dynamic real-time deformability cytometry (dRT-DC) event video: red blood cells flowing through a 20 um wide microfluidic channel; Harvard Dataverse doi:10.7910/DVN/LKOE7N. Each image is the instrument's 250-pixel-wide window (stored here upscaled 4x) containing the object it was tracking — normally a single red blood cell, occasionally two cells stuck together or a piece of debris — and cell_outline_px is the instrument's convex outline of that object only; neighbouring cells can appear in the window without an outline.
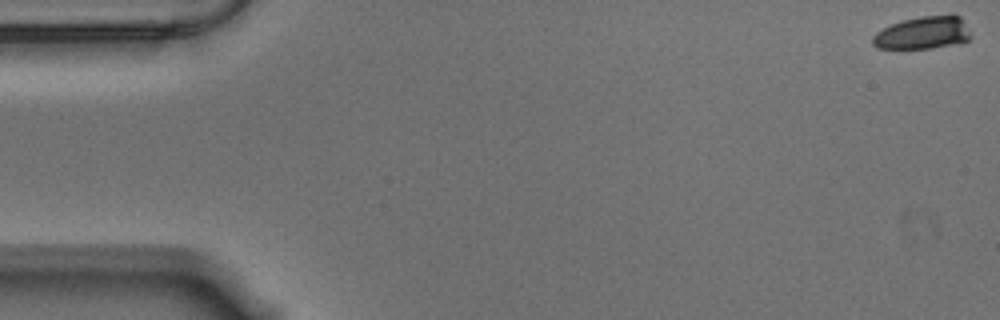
{"species": "Egyptian fruit bat (a non-hibernating species)", "species_latin": "Rousettus aegyptiacus", "temperature_condition": "warm", "stored_images_in_passage": 58, "camera_frame_rate_fps": 3000, "um_per_image_px": 0.085, "animal": {"sex": "male"}, "frame": {"image": 1, "passage_image": 1, "time_ms": 0.0, "image_size_px": [1000, 320], "cell_outline_px": [[972, 36], [964, 44], [932, 48], [876, 48], [872, 44], [872, 36], [876, 32], [900, 20], [920, 16], [952, 12], [960, 16]], "centroid_in_image_um": [78.51, 2.77], "position_along_channel_um": 6.5, "area_um2": 19.31}}
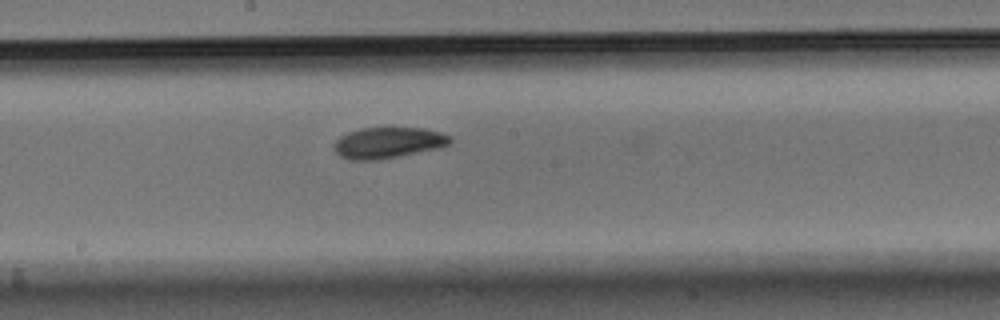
{"frame": {"image": 2, "passage_image": 31, "time_ms": 10.0, "image_size_px": [1000, 320], "cell_outline_px": [[452, 140], [448, 144], [440, 148], [376, 160], [348, 160], [340, 156], [336, 152], [336, 140], [340, 136], [348, 132], [360, 128], [424, 128], [440, 132], [448, 136]], "centroid_in_image_um": [32.98, 12.13], "position_along_channel_um": 215.2, "area_um2": 20.75}}
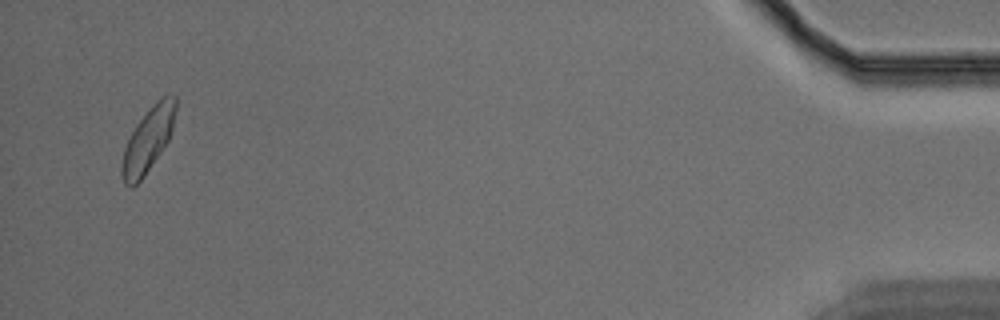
{"frame": {"image": 3, "passage_image": 56, "time_ms": 18.333, "image_size_px": [1000, 320], "cell_outline_px": [[176, 108], [172, 128], [168, 140], [144, 176], [132, 188], [128, 188], [124, 184], [120, 176], [120, 168], [124, 148], [136, 124], [168, 92], [176, 96]], "centroid_in_image_um": [12.55, 11.95], "position_along_channel_um": 422.7, "area_um2": 19.71}, "authors_computed_cell_mechanics": {"area_um2": 20.519, "velocity_mm_per_s": 3.5089, "shape_relaxation_time_tau1_ms": 5.7943, "shape_relaxation_time_tau2_ms": 4.8006, "deformation_change_tau1": 0.1473, "deformation_change_tau2": 0.0794}}